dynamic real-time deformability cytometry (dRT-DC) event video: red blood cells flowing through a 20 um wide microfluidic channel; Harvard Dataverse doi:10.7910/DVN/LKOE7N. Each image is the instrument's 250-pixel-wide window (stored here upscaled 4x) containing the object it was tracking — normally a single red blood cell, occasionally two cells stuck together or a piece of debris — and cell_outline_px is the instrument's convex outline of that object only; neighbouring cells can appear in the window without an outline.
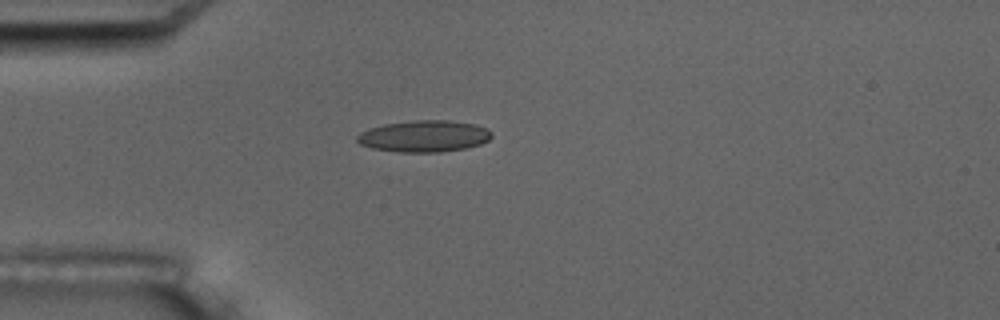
{"species": "common noctule bat (a hibernating species)", "species_latin": "Nyctalus noctula", "temperature_condition": "room temperature", "stored_images_in_passage": 5, "camera_frame_rate_fps": 3000, "um_per_image_px": 0.085, "animal": {"sex": "male", "body_mass_g": 17.5, "forearm_length_mm": 52.3}, "frame": {"image": 1, "passage_image": 4, "time_ms": 3.667, "image_size_px": [1000, 320], "cell_outline_px": [[492, 136], [488, 140], [480, 144], [464, 148], [440, 152], [396, 152], [372, 148], [360, 144], [356, 140], [356, 136], [360, 132], [368, 128], [384, 124], [416, 120], [448, 120], [476, 124], [488, 128], [492, 132]], "centroid_in_image_um": [36.04, 11.57], "position_along_channel_um": 49.0, "area_um2": 24.91}}